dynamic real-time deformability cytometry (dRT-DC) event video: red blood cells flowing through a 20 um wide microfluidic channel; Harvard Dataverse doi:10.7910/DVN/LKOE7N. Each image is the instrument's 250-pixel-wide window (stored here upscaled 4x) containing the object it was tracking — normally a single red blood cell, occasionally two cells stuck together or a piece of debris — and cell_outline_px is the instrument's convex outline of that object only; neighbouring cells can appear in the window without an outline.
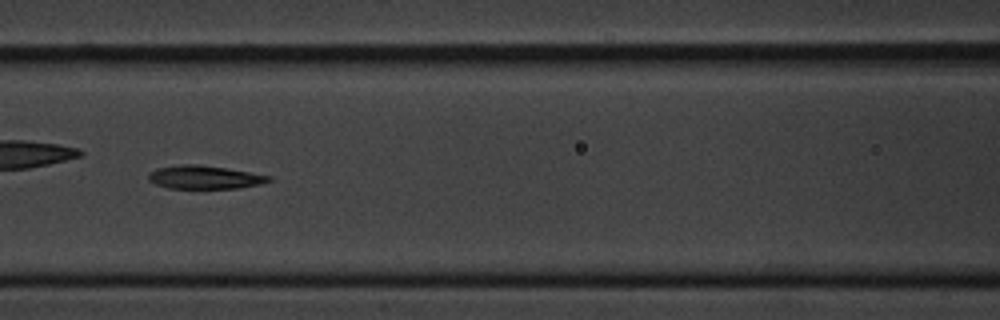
{"species": "common noctule bat (a hibernating species)", "species_latin": "Nyctalus noctula", "temperature_condition": "cold", "stored_images_in_passage": 6, "camera_frame_rate_fps": 3000, "um_per_image_px": 0.085, "animal": {"sex": "male", "body_mass_g": 20.1, "forearm_length_mm": 53.5}, "frame": {"image": 1, "passage_image": 6, "time_ms": 6.0, "image_size_px": [1000, 320], "cell_outline_px": [[272, 180], [260, 184], [240, 188], [168, 188], [156, 184], [148, 180], [148, 172], [156, 168], [180, 164], [192, 164], [224, 168], [272, 176]], "centroid_in_image_um": [17.35, 15.07], "position_along_channel_um": 149.2, "area_um2": 16.24}}